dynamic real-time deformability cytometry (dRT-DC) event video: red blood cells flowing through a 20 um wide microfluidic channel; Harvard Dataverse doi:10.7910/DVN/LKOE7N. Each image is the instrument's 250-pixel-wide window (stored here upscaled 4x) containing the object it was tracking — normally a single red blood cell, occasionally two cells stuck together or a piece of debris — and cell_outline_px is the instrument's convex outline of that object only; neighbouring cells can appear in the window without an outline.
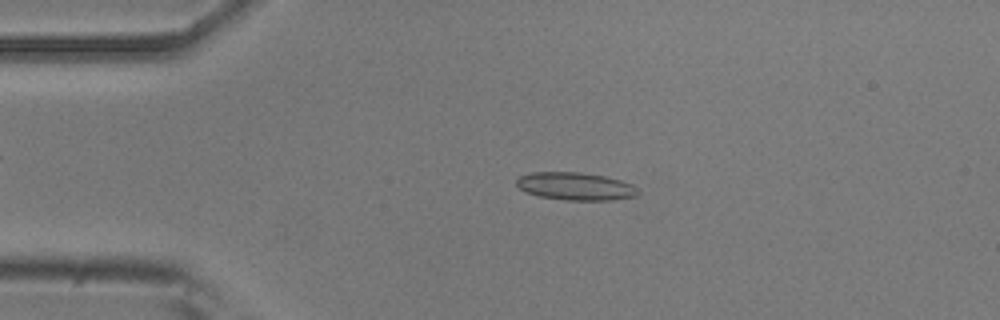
{"species": "common noctule bat (a hibernating species)", "species_latin": "Nyctalus noctula", "temperature_condition": "room temperature", "stored_images_in_passage": 13, "camera_frame_rate_fps": 3000, "um_per_image_px": 0.085, "animal": {"sex": "male", "body_mass_g": 20.5, "forearm_length_mm": 52.5}, "frame": {"image": 1, "passage_image": 10, "time_ms": 3.0, "image_size_px": [1000, 320], "cell_outline_px": [[640, 192], [636, 196], [612, 200], [564, 200], [540, 196], [524, 192], [516, 184], [516, 180], [520, 176], [532, 172], [580, 172], [604, 176], [620, 180], [632, 184]], "centroid_in_image_um": [48.91, 15.83], "position_along_channel_um": 36.1, "area_um2": 19.65}}